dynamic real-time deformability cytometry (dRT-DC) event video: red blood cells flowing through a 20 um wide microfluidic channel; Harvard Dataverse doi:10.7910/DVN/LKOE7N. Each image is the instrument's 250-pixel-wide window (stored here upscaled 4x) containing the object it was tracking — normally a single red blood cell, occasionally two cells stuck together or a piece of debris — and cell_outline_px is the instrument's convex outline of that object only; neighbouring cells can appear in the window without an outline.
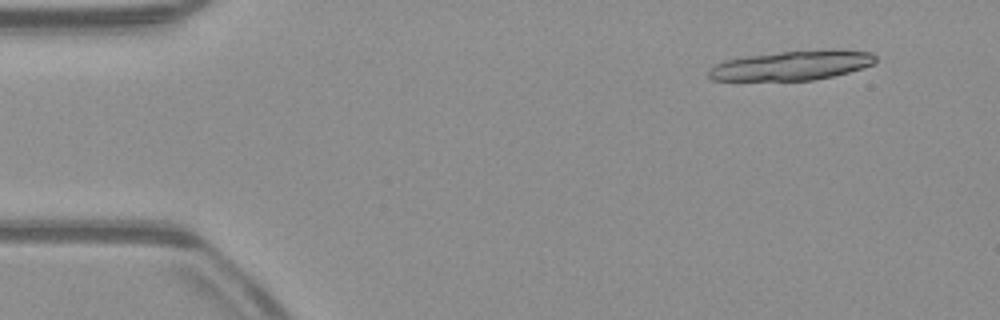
{"species": "common noctule bat (a hibernating species)", "species_latin": "Nyctalus noctula", "temperature_condition": "warm", "stored_images_in_passage": 26, "camera_frame_rate_fps": 3000, "um_per_image_px": 0.085, "animal": {"sex": "male", "body_mass_g": 23.1, "forearm_length_mm": 52.7}, "frame": {"image": 1, "passage_image": 5, "time_ms": 1.333, "image_size_px": [1000, 320], "cell_outline_px": [[876, 60], [872, 64], [848, 72], [832, 76], [812, 80], [712, 80], [708, 76], [708, 72], [716, 64], [724, 60], [744, 56], [780, 52], [824, 48], [836, 48], [872, 52], [876, 56]], "centroid_in_image_um": [67.35, 5.53], "position_along_channel_um": 17.7, "area_um2": 28.9}}